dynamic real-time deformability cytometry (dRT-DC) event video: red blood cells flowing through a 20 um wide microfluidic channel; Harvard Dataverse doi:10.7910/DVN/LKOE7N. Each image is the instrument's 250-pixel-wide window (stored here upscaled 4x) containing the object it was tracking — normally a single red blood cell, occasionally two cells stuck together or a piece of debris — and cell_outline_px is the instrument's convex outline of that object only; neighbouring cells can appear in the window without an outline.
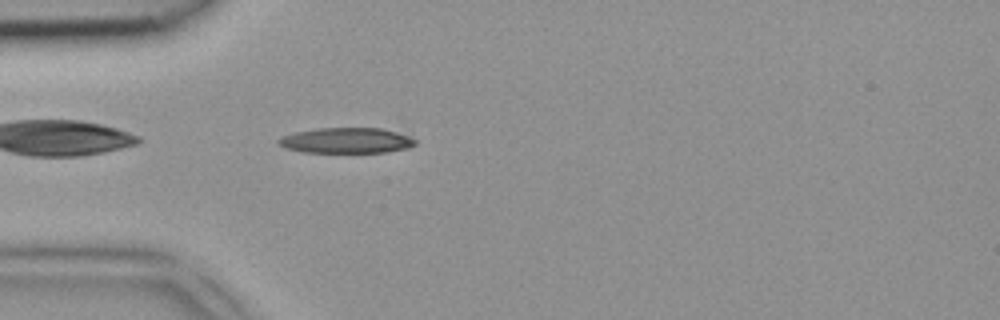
{"species": "common noctule bat (a hibernating species)", "species_latin": "Nyctalus noctula", "temperature_condition": "room temperature", "stored_images_in_passage": 35, "camera_frame_rate_fps": 3000, "um_per_image_px": 0.085, "animal": {"sex": "female", "body_mass_g": 18.4}, "frame": {"image": 1, "passage_image": 2, "time_ms": 0.333, "image_size_px": [1000, 320], "cell_outline_px": [[416, 144], [408, 148], [388, 152], [304, 152], [288, 148], [276, 144], [276, 140], [280, 136], [296, 132], [316, 128], [380, 128], [396, 132], [408, 136], [416, 140]], "centroid_in_image_um": [29.42, 11.94], "position_along_channel_um": 55.6, "area_um2": 20.29}}
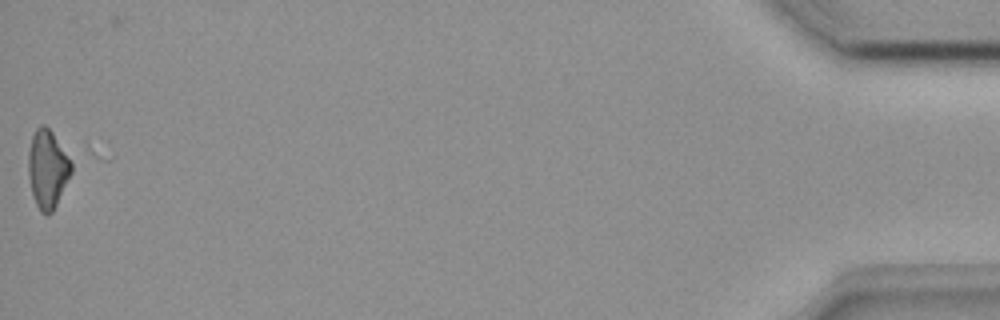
{"frame": {"image": 2, "passage_image": 35, "time_ms": 11.333, "image_size_px": [1000, 320], "cell_outline_px": [[72, 172], [52, 212], [48, 216], [44, 216], [40, 212], [36, 204], [32, 192], [28, 176], [28, 152], [32, 136], [36, 128], [40, 124], [44, 124], [52, 132], [72, 164]], "centroid_in_image_um": [4.01, 14.38], "position_along_channel_um": 431.2, "area_um2": 19.42}}